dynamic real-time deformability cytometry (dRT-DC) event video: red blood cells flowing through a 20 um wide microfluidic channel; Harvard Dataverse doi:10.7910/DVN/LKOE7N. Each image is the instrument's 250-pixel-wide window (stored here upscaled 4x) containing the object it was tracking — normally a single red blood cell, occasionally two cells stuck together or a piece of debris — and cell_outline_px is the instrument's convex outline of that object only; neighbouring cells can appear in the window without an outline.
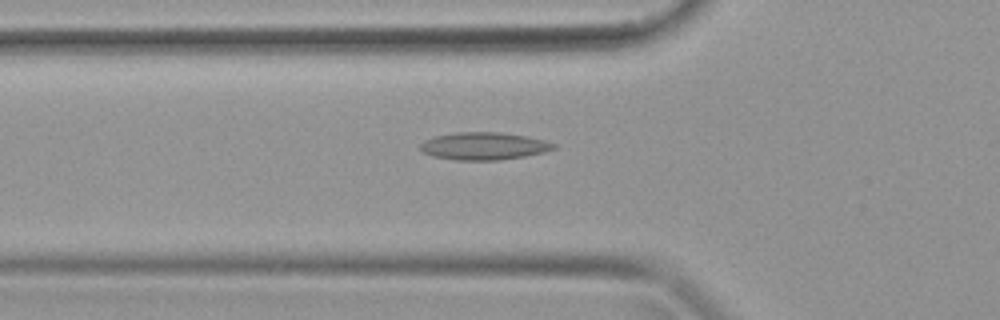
{"species": "common noctule bat (a hibernating species)", "species_latin": "Nyctalus noctula", "temperature_condition": "warm", "stored_images_in_passage": 38, "camera_frame_rate_fps": 3000, "um_per_image_px": 0.085, "animal": {"sex": "female", "body_mass_g": 19.9}, "frame": {"image": 1, "passage_image": 13, "time_ms": 4.0, "image_size_px": [1000, 320], "cell_outline_px": [[556, 148], [544, 152], [524, 156], [500, 160], [456, 160], [432, 156], [424, 152], [420, 148], [420, 144], [424, 140], [436, 136], [456, 132], [500, 132], [528, 136], [544, 140], [556, 144]], "centroid_in_image_um": [41.14, 12.41], "position_along_channel_um": 84.7, "area_um2": 21.39}}
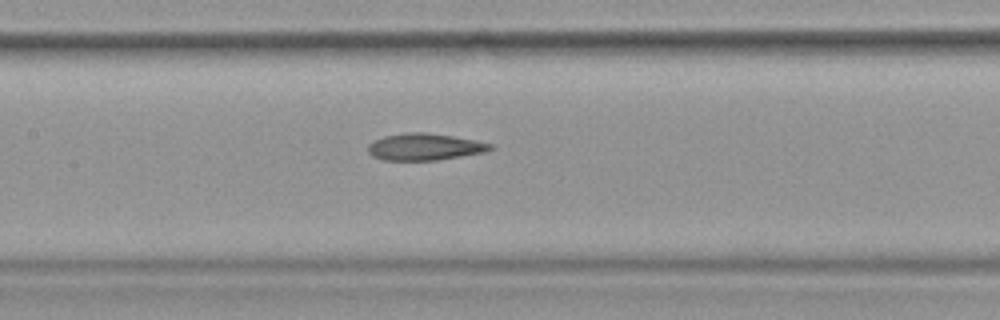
{"frame": {"image": 2, "passage_image": 18, "time_ms": 5.667, "image_size_px": [1000, 320], "cell_outline_px": [[496, 148], [484, 152], [436, 160], [384, 160], [372, 156], [368, 152], [368, 144], [384, 136], [408, 132], [428, 132], [452, 136], [492, 144]], "centroid_in_image_um": [36.08, 12.48], "position_along_channel_um": 171.3, "area_um2": 18.96}}
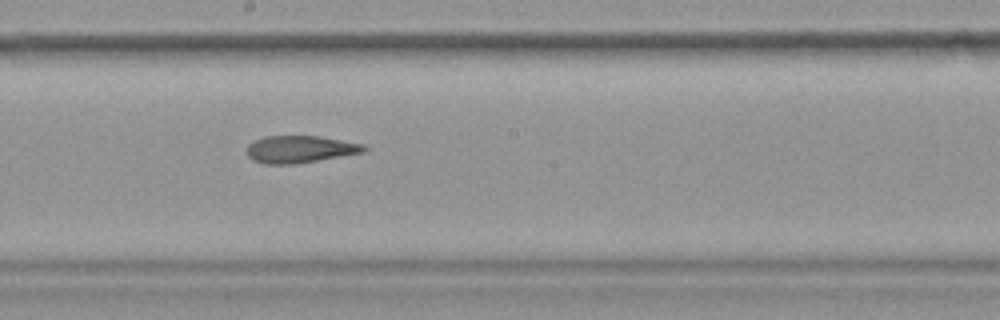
{"frame": {"image": 3, "passage_image": 21, "time_ms": 6.667, "image_size_px": [1000, 320], "cell_outline_px": [[368, 148], [364, 152], [296, 164], [264, 164], [252, 160], [248, 156], [248, 144], [256, 140], [268, 136], [320, 136], [364, 144]], "centroid_in_image_um": [25.52, 12.69], "position_along_channel_um": 222.7, "area_um2": 18.5}}